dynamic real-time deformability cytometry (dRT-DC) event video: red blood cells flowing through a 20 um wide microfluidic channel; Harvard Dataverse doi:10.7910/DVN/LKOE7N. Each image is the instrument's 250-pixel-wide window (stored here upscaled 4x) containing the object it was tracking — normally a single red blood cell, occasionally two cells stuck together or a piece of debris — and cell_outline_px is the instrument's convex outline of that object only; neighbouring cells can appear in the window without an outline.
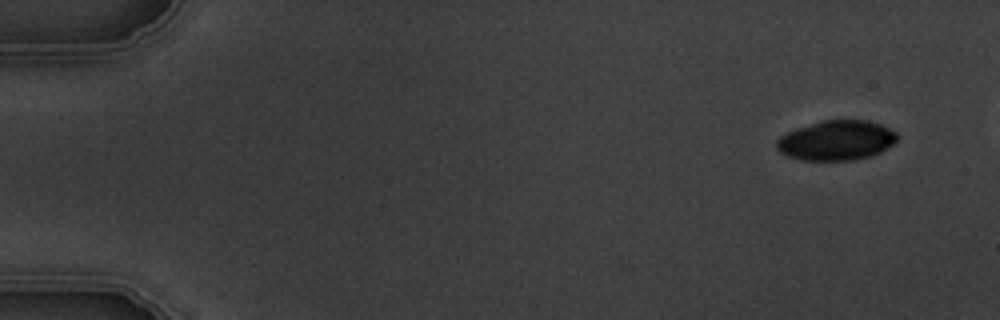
{"species": "common noctule bat (a hibernating species)", "species_latin": "Nyctalus noctula", "temperature_condition": "warm", "stored_images_in_passage": 3, "camera_frame_rate_fps": 3000, "um_per_image_px": 0.085, "animal": {"sex": "male", "body_mass_g": 19.5, "forearm_length_mm": 54.6}, "frame": {"image": 1, "passage_image": 1, "time_ms": 0.0, "image_size_px": [1000, 320], "cell_outline_px": [[900, 136], [892, 144], [880, 152], [872, 156], [852, 160], [800, 160], [788, 156], [780, 152], [776, 148], [776, 140], [780, 136], [796, 128], [820, 120], [868, 120], [880, 124], [896, 132]], "centroid_in_image_um": [71.08, 11.93], "position_along_channel_um": 13.9, "area_um2": 28.09}}